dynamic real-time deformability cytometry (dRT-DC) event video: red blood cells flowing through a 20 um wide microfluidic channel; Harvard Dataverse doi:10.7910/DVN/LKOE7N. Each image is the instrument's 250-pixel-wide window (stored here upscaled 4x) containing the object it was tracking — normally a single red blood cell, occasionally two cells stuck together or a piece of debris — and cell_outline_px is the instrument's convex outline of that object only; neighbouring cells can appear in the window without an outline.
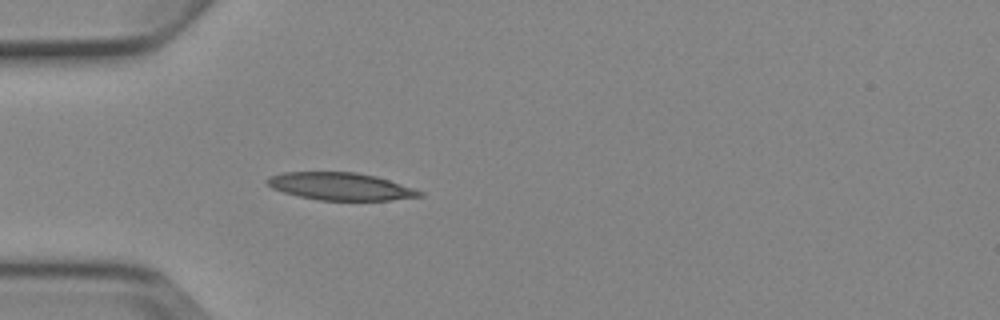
{"species": "Egyptian fruit bat (a non-hibernating species)", "species_latin": "Rousettus aegyptiacus", "temperature_condition": "cold", "stored_images_in_passage": 1, "camera_frame_rate_fps": 3000, "um_per_image_px": 0.085, "animal": {"sex": "female"}, "frame": {"image": 1, "passage_image": 1, "time_ms": 0.0, "image_size_px": [1000, 320], "cell_outline_px": [[424, 196], [392, 200], [320, 200], [300, 196], [284, 192], [272, 188], [264, 180], [268, 176], [284, 172], [356, 172], [376, 176], [424, 192]], "centroid_in_image_um": [28.93, 15.84], "position_along_channel_um": 56.1, "area_um2": 24.28}}